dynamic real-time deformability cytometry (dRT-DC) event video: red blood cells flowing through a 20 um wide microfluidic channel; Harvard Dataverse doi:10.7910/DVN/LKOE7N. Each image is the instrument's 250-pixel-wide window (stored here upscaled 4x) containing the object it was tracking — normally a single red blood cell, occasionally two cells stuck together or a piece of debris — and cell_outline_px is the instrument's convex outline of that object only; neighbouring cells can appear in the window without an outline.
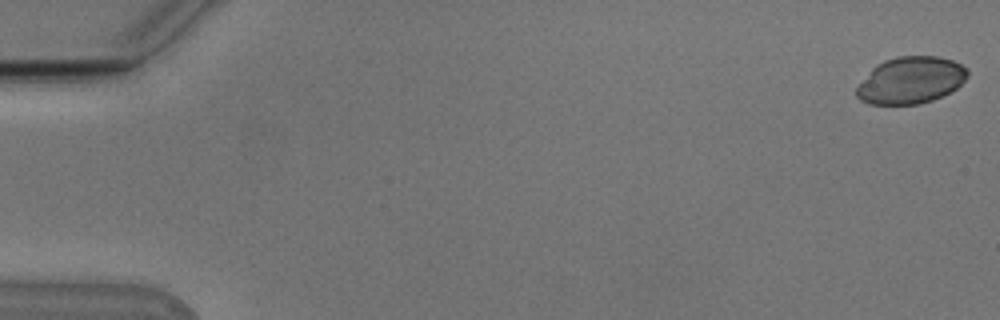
{"species": "Egyptian fruit bat (a non-hibernating species)", "species_latin": "Rousettus aegyptiacus", "temperature_condition": "cold", "stored_images_in_passage": 54, "camera_frame_rate_fps": 3000, "um_per_image_px": 0.085, "animal": {"sex": "male"}, "frame": {"image": 1, "passage_image": 1, "time_ms": 0.0, "image_size_px": [1000, 320], "cell_outline_px": [[968, 76], [956, 88], [932, 100], [920, 104], [868, 104], [860, 100], [856, 96], [856, 88], [872, 68], [876, 64], [884, 60], [896, 56], [936, 56], [952, 60], [968, 68]], "centroid_in_image_um": [77.39, 6.81], "position_along_channel_um": 7.6, "area_um2": 30.23}}